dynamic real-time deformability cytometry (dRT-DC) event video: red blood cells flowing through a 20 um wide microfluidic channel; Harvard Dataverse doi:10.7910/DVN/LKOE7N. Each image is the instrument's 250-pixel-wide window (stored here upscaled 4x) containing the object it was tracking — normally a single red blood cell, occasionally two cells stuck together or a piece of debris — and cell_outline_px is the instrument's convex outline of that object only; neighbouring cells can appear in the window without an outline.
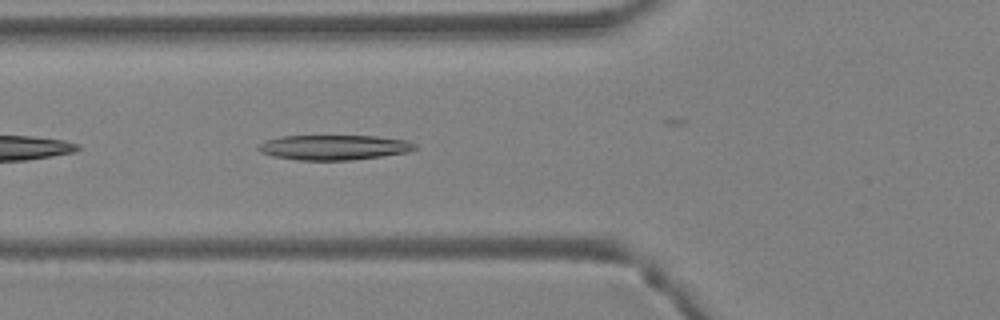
{"species": "Egyptian fruit bat (a non-hibernating species)", "species_latin": "Rousettus aegyptiacus", "temperature_condition": "warm", "stored_images_in_passage": 24, "camera_frame_rate_fps": 3000, "um_per_image_px": 0.085, "animal": {"sex": "female"}, "frame": {"image": 1, "passage_image": 6, "time_ms": 1.667, "image_size_px": [1000, 320], "cell_outline_px": [[416, 148], [408, 152], [352, 160], [296, 160], [272, 156], [260, 152], [256, 148], [256, 144], [268, 140], [284, 136], [376, 136], [408, 140], [416, 144]], "centroid_in_image_um": [28.36, 12.53], "position_along_channel_um": 97.4, "area_um2": 22.83}}
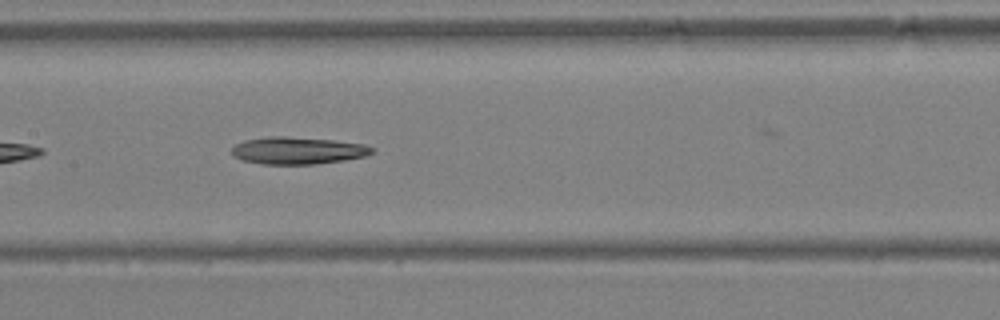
{"frame": {"image": 2, "passage_image": 11, "time_ms": 3.333, "image_size_px": [1000, 320], "cell_outline_px": [[376, 152], [364, 156], [344, 160], [316, 164], [260, 164], [244, 160], [232, 156], [232, 148], [236, 144], [244, 140], [268, 136], [284, 136], [332, 140], [364, 144], [376, 148]], "centroid_in_image_um": [25.32, 12.79], "position_along_channel_um": 182.1, "area_um2": 22.31}}
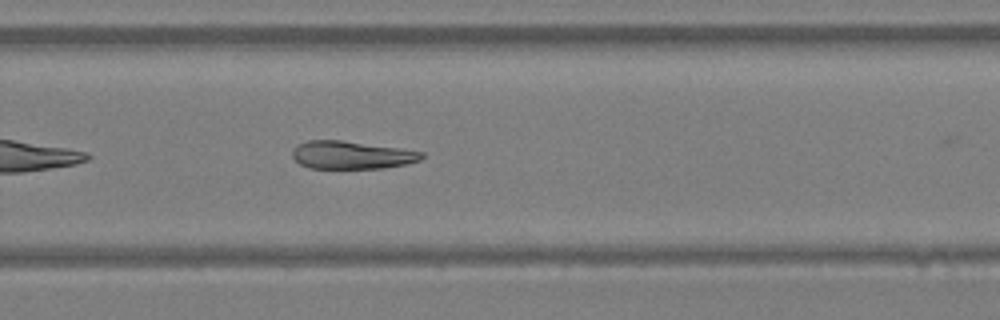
{"frame": {"image": 3, "passage_image": 18, "time_ms": 5.667, "image_size_px": [1000, 320], "cell_outline_px": [[424, 156], [420, 160], [404, 164], [380, 168], [308, 168], [300, 164], [292, 156], [292, 148], [296, 144], [308, 140], [340, 140], [424, 152]], "centroid_in_image_um": [29.81, 13.17], "position_along_channel_um": 300.0, "area_um2": 20.81}}